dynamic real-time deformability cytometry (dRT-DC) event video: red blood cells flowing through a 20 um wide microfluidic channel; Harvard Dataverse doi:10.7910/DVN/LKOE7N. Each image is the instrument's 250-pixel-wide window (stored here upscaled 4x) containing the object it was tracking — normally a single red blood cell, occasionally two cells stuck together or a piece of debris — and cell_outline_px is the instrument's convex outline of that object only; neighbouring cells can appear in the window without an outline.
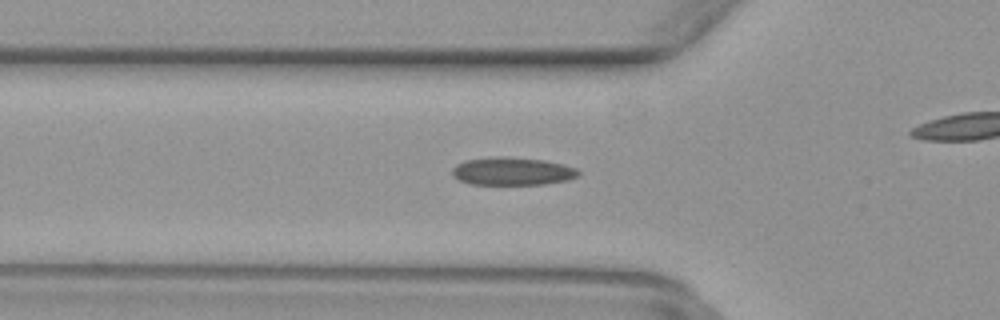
{"species": "common noctule bat (a hibernating species)", "species_latin": "Nyctalus noctula", "temperature_condition": "warm", "stored_images_in_passage": 34, "camera_frame_rate_fps": 3000, "um_per_image_px": 0.085, "animal": {"sex": "female", "body_mass_g": 29.2, "forearm_length_mm": 56.3}, "frame": {"image": 1, "passage_image": 11, "time_ms": 3.333, "image_size_px": [1000, 320], "cell_outline_px": [[580, 176], [568, 180], [544, 184], [472, 184], [460, 180], [452, 176], [452, 168], [456, 164], [464, 160], [500, 156], [544, 160], [564, 164], [576, 168], [580, 172]], "centroid_in_image_um": [43.56, 14.55], "position_along_channel_um": 82.2, "area_um2": 20.58}}
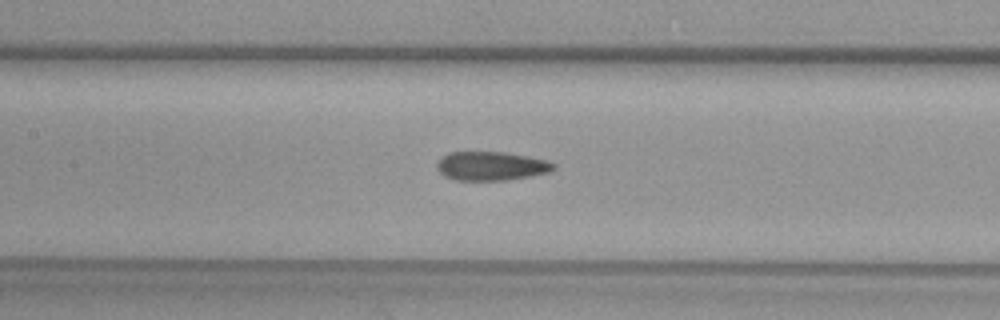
{"frame": {"image": 2, "passage_image": 17, "time_ms": 5.333, "image_size_px": [1000, 320], "cell_outline_px": [[556, 168], [548, 172], [528, 176], [504, 180], [456, 180], [444, 176], [436, 168], [436, 164], [440, 156], [448, 152], [504, 152], [528, 156], [548, 160], [556, 164]], "centroid_in_image_um": [41.72, 14.1], "position_along_channel_um": 165.7, "area_um2": 19.71}}
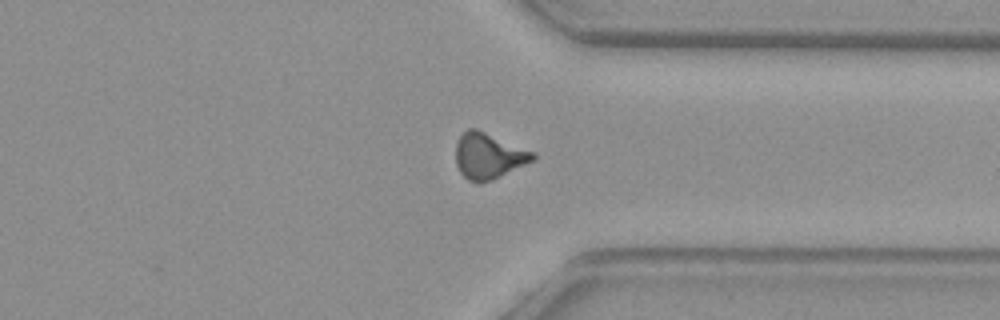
{"frame": {"image": 3, "passage_image": 32, "time_ms": 10.333, "image_size_px": [1000, 320], "cell_outline_px": [[536, 160], [492, 180], [480, 184], [476, 184], [468, 180], [460, 172], [456, 164], [456, 144], [460, 136], [468, 128], [476, 128], [536, 152]], "centroid_in_image_um": [41.55, 13.27], "position_along_channel_um": 369.8, "area_um2": 20.92}}